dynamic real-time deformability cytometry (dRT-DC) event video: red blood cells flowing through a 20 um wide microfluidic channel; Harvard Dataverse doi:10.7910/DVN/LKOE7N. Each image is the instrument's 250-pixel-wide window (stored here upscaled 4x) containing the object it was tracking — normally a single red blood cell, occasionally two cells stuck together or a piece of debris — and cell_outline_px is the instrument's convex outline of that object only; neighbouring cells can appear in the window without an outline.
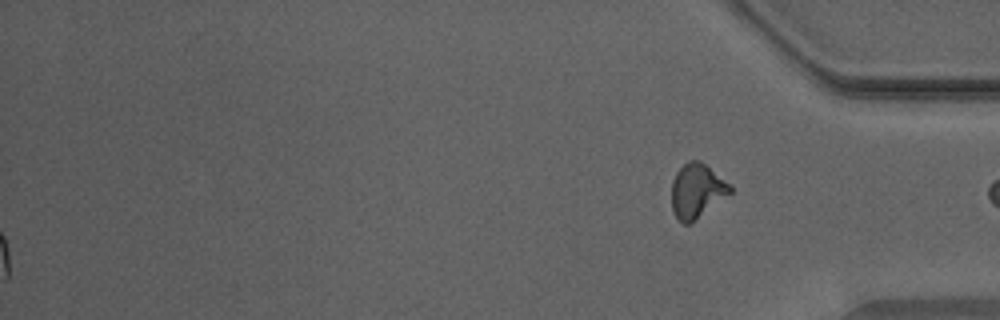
{"species": "Egyptian fruit bat (a non-hibernating species)", "species_latin": "Rousettus aegyptiacus", "temperature_condition": "warm", "stored_images_in_passage": 50, "segment_of_instrument_passage": [2, 2], "camera_frame_rate_fps": 3000, "um_per_image_px": 0.085, "animal": {"sex": "male"}, "frame": {"image": 1, "passage_image": 50, "time_ms": 16.333, "image_size_px": [1000, 320], "cell_outline_px": [[732, 192], [688, 224], [684, 224], [676, 216], [672, 208], [672, 180], [676, 172], [688, 160], [700, 160], [728, 184], [732, 188]], "centroid_in_image_um": [59.2, 16.2], "position_along_channel_um": 376.0, "area_um2": 17.92}}